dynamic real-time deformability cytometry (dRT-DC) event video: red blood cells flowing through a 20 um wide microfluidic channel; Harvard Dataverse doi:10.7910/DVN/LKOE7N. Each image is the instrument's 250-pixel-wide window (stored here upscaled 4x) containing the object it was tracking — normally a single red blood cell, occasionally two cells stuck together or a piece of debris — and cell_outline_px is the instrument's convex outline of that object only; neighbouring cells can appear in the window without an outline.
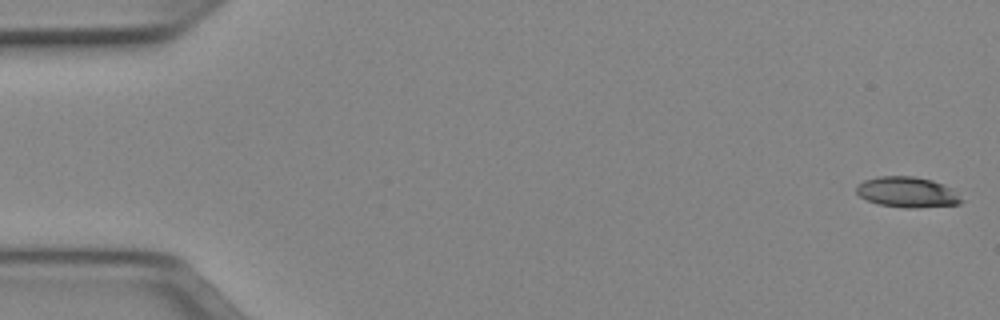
{"species": "Egyptian fruit bat (a non-hibernating species)", "species_latin": "Rousettus aegyptiacus", "temperature_condition": "cold", "stored_images_in_passage": 51, "camera_frame_rate_fps": 3000, "um_per_image_px": 0.085, "animal": {"sex": "female"}, "frame": {"image": 1, "passage_image": 1, "time_ms": 0.0, "image_size_px": [1000, 320], "cell_outline_px": [[964, 200], [960, 204], [916, 208], [904, 208], [880, 204], [868, 200], [860, 196], [856, 192], [856, 184], [864, 180], [880, 176], [916, 176], [932, 180], [944, 184], [952, 188]], "centroid_in_image_um": [77.14, 16.33], "position_along_channel_um": 7.9, "area_um2": 18.84}}
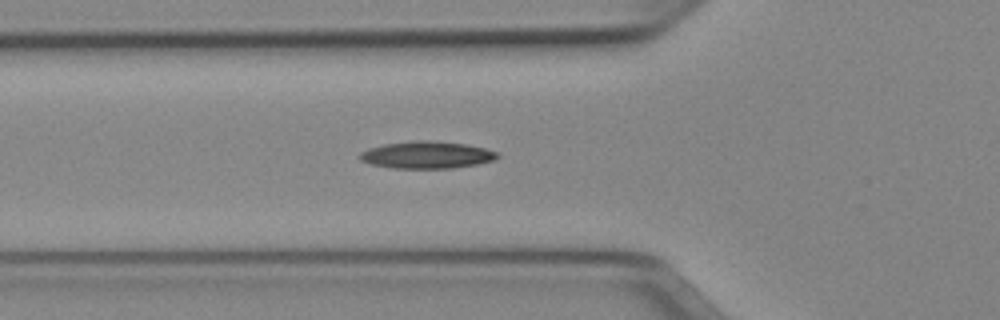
{"frame": {"image": 2, "passage_image": 18, "time_ms": 5.667, "image_size_px": [1000, 320], "cell_outline_px": [[500, 156], [492, 160], [476, 164], [452, 168], [392, 168], [372, 164], [360, 160], [360, 152], [368, 148], [384, 144], [416, 140], [428, 140], [464, 144], [484, 148], [496, 152]], "centroid_in_image_um": [36.24, 13.16], "position_along_channel_um": 89.6, "area_um2": 21.5}}
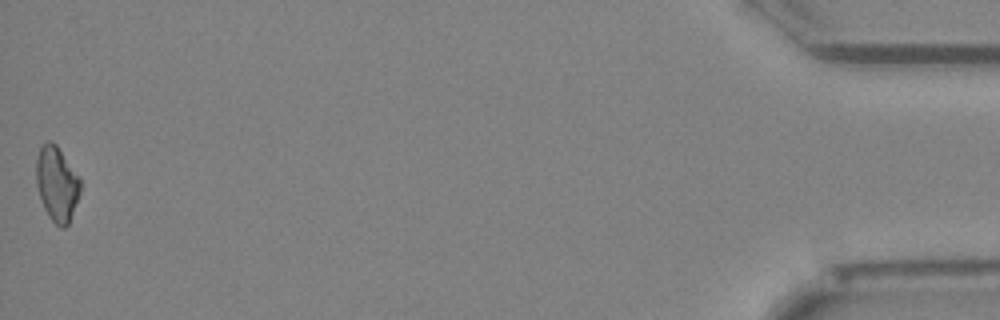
{"frame": {"image": 3, "passage_image": 51, "time_ms": 16.667, "image_size_px": [1000, 320], "cell_outline_px": [[80, 192], [68, 224], [64, 228], [60, 228], [48, 216], [40, 200], [36, 184], [36, 160], [40, 148], [48, 140], [52, 140], [56, 144], [80, 180]], "centroid_in_image_um": [4.8, 15.64], "position_along_channel_um": 430.4, "area_um2": 18.96}, "authors_computed_cell_mechanics": {"area_um2": 19.4786, "velocity_mm_per_s": 3.9703, "shape_relaxation_time_tau1_ms": null, "shape_relaxation_time_tau2_ms": 7.6225, "deformation_change_tau1": null, "deformation_change_tau2": 0.1831}}